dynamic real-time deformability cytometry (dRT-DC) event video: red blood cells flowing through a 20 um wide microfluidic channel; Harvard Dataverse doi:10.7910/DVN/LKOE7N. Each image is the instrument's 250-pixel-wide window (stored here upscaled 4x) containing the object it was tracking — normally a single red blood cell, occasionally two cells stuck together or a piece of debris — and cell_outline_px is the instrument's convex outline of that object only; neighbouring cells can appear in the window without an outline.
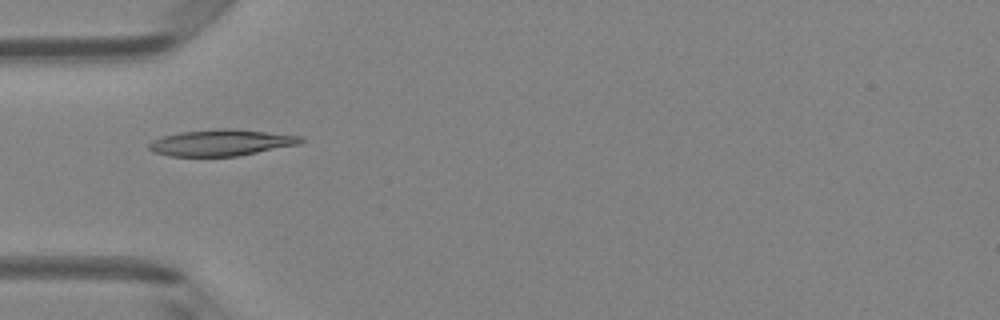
{"species": "Egyptian fruit bat (a non-hibernating species)", "species_latin": "Rousettus aegyptiacus", "temperature_condition": "room temperature", "stored_images_in_passage": 4, "camera_frame_rate_fps": 3000, "um_per_image_px": 0.085, "animal": {"sex": "female"}, "frame": {"image": 1, "passage_image": 4, "time_ms": 1.0, "image_size_px": [1000, 320], "cell_outline_px": [[304, 140], [300, 144], [236, 156], [168, 156], [152, 152], [148, 148], [148, 144], [152, 140], [164, 136], [180, 132], [224, 128], [228, 128], [304, 136]], "centroid_in_image_um": [18.79, 12.13], "position_along_channel_um": 66.2, "area_um2": 23.18}}